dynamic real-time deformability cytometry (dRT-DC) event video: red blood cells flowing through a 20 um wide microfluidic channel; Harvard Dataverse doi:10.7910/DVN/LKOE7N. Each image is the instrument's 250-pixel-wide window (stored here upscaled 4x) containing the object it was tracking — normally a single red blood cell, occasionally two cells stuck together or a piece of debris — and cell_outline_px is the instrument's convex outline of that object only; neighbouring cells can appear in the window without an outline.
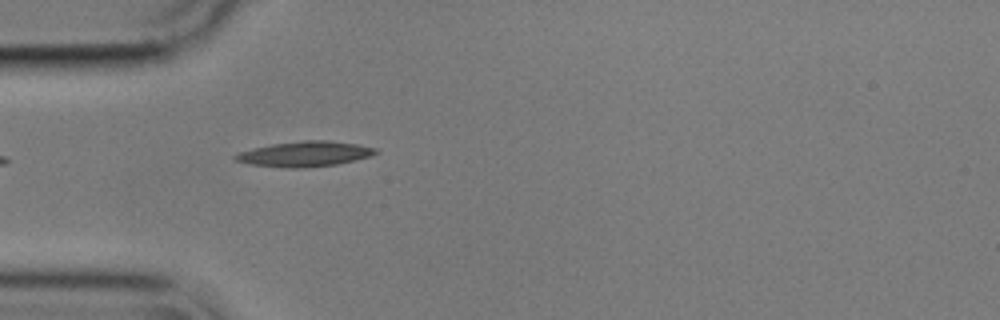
{"species": "common noctule bat (a hibernating species)", "species_latin": "Nyctalus noctula", "temperature_condition": "cold", "stored_images_in_passage": 18, "camera_frame_rate_fps": 3000, "um_per_image_px": 0.085, "animal": {"sex": "male", "body_mass_g": 17.9}, "frame": {"image": 1, "passage_image": 1, "time_ms": 0.0, "image_size_px": [1000, 320], "cell_outline_px": [[380, 152], [372, 156], [336, 164], [304, 168], [284, 168], [248, 164], [236, 160], [232, 156], [240, 152], [252, 148], [272, 144], [304, 140], [328, 140], [356, 144], [376, 148]], "centroid_in_image_um": [25.91, 13.09], "position_along_channel_um": 59.1, "area_um2": 20.69}}
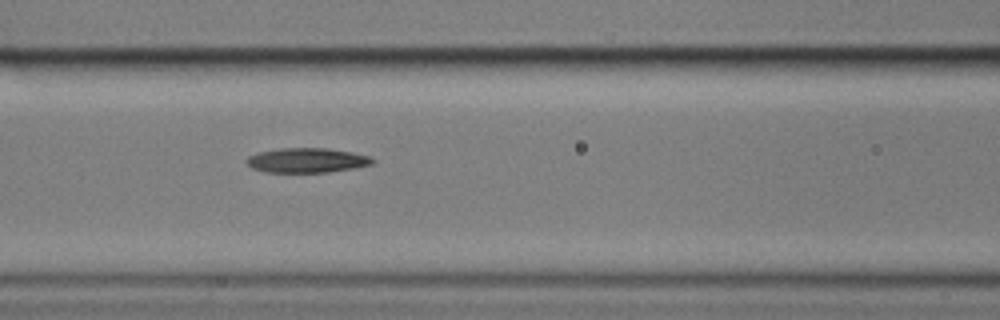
{"frame": {"image": 2, "passage_image": 8, "time_ms": 2.333, "image_size_px": [1000, 320], "cell_outline_px": [[376, 160], [372, 164], [352, 168], [328, 172], [264, 172], [252, 168], [244, 160], [248, 156], [260, 152], [280, 148], [328, 148], [352, 152], [368, 156]], "centroid_in_image_um": [26.06, 13.62], "position_along_channel_um": 140.5, "area_um2": 18.03}}